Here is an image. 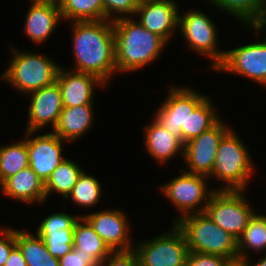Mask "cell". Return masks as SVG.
Wrapping results in <instances>:
<instances>
[{
	"instance_id": "44dd1931",
	"label": "cell",
	"mask_w": 266,
	"mask_h": 266,
	"mask_svg": "<svg viewBox=\"0 0 266 266\" xmlns=\"http://www.w3.org/2000/svg\"><path fill=\"white\" fill-rule=\"evenodd\" d=\"M25 19V34L34 43L44 42L59 24L61 12L59 6L32 2Z\"/></svg>"
},
{
	"instance_id": "f546056e",
	"label": "cell",
	"mask_w": 266,
	"mask_h": 266,
	"mask_svg": "<svg viewBox=\"0 0 266 266\" xmlns=\"http://www.w3.org/2000/svg\"><path fill=\"white\" fill-rule=\"evenodd\" d=\"M220 9L233 15L241 23L254 26L261 16L265 0H207Z\"/></svg>"
},
{
	"instance_id": "ab89813d",
	"label": "cell",
	"mask_w": 266,
	"mask_h": 266,
	"mask_svg": "<svg viewBox=\"0 0 266 266\" xmlns=\"http://www.w3.org/2000/svg\"><path fill=\"white\" fill-rule=\"evenodd\" d=\"M32 2L54 4L59 6L62 0H33Z\"/></svg>"
},
{
	"instance_id": "f1b7e54d",
	"label": "cell",
	"mask_w": 266,
	"mask_h": 266,
	"mask_svg": "<svg viewBox=\"0 0 266 266\" xmlns=\"http://www.w3.org/2000/svg\"><path fill=\"white\" fill-rule=\"evenodd\" d=\"M210 99L208 96L192 114H189L187 130H181L182 142L184 144L210 129L220 120Z\"/></svg>"
},
{
	"instance_id": "cb8c5ba5",
	"label": "cell",
	"mask_w": 266,
	"mask_h": 266,
	"mask_svg": "<svg viewBox=\"0 0 266 266\" xmlns=\"http://www.w3.org/2000/svg\"><path fill=\"white\" fill-rule=\"evenodd\" d=\"M73 248L92 255L99 263L112 252L90 223L81 216L75 223Z\"/></svg>"
},
{
	"instance_id": "ffe728a7",
	"label": "cell",
	"mask_w": 266,
	"mask_h": 266,
	"mask_svg": "<svg viewBox=\"0 0 266 266\" xmlns=\"http://www.w3.org/2000/svg\"><path fill=\"white\" fill-rule=\"evenodd\" d=\"M144 131L145 148L157 162L165 164L175 155L184 156V143L155 119L145 126Z\"/></svg>"
},
{
	"instance_id": "3957f363",
	"label": "cell",
	"mask_w": 266,
	"mask_h": 266,
	"mask_svg": "<svg viewBox=\"0 0 266 266\" xmlns=\"http://www.w3.org/2000/svg\"><path fill=\"white\" fill-rule=\"evenodd\" d=\"M183 232L189 252L238 259L237 239L212 221L205 212L190 214L175 223Z\"/></svg>"
},
{
	"instance_id": "d590c367",
	"label": "cell",
	"mask_w": 266,
	"mask_h": 266,
	"mask_svg": "<svg viewBox=\"0 0 266 266\" xmlns=\"http://www.w3.org/2000/svg\"><path fill=\"white\" fill-rule=\"evenodd\" d=\"M0 266H4L11 250L16 246V229L0 228Z\"/></svg>"
},
{
	"instance_id": "74e56055",
	"label": "cell",
	"mask_w": 266,
	"mask_h": 266,
	"mask_svg": "<svg viewBox=\"0 0 266 266\" xmlns=\"http://www.w3.org/2000/svg\"><path fill=\"white\" fill-rule=\"evenodd\" d=\"M250 27L253 28L252 30L256 32V34H259L262 29H266V18H259V21L254 26H249V28Z\"/></svg>"
},
{
	"instance_id": "9a60e30c",
	"label": "cell",
	"mask_w": 266,
	"mask_h": 266,
	"mask_svg": "<svg viewBox=\"0 0 266 266\" xmlns=\"http://www.w3.org/2000/svg\"><path fill=\"white\" fill-rule=\"evenodd\" d=\"M29 95H31V99L26 131L37 132L48 124H51L54 129L64 107L57 82L31 92Z\"/></svg>"
},
{
	"instance_id": "5b68a950",
	"label": "cell",
	"mask_w": 266,
	"mask_h": 266,
	"mask_svg": "<svg viewBox=\"0 0 266 266\" xmlns=\"http://www.w3.org/2000/svg\"><path fill=\"white\" fill-rule=\"evenodd\" d=\"M12 58L1 80H6L19 92L28 95L43 87L52 85L57 80L61 66L53 59L40 53L19 51L14 47L11 49Z\"/></svg>"
},
{
	"instance_id": "d6986e66",
	"label": "cell",
	"mask_w": 266,
	"mask_h": 266,
	"mask_svg": "<svg viewBox=\"0 0 266 266\" xmlns=\"http://www.w3.org/2000/svg\"><path fill=\"white\" fill-rule=\"evenodd\" d=\"M4 196L22 203H41L46 200L44 182L30 168L23 169L7 178L1 185Z\"/></svg>"
},
{
	"instance_id": "7a4b0ae2",
	"label": "cell",
	"mask_w": 266,
	"mask_h": 266,
	"mask_svg": "<svg viewBox=\"0 0 266 266\" xmlns=\"http://www.w3.org/2000/svg\"><path fill=\"white\" fill-rule=\"evenodd\" d=\"M113 28L115 64L119 73L136 72L149 65L157 60L168 43L159 35L145 29L131 17L114 20Z\"/></svg>"
},
{
	"instance_id": "6da1fadb",
	"label": "cell",
	"mask_w": 266,
	"mask_h": 266,
	"mask_svg": "<svg viewBox=\"0 0 266 266\" xmlns=\"http://www.w3.org/2000/svg\"><path fill=\"white\" fill-rule=\"evenodd\" d=\"M71 26L75 57L71 70L95 75L107 84L117 73L113 21L72 22Z\"/></svg>"
},
{
	"instance_id": "4fadbf2b",
	"label": "cell",
	"mask_w": 266,
	"mask_h": 266,
	"mask_svg": "<svg viewBox=\"0 0 266 266\" xmlns=\"http://www.w3.org/2000/svg\"><path fill=\"white\" fill-rule=\"evenodd\" d=\"M29 167L45 183L66 158L62 155L64 140L52 131L30 138L35 131H26Z\"/></svg>"
},
{
	"instance_id": "30bf717a",
	"label": "cell",
	"mask_w": 266,
	"mask_h": 266,
	"mask_svg": "<svg viewBox=\"0 0 266 266\" xmlns=\"http://www.w3.org/2000/svg\"><path fill=\"white\" fill-rule=\"evenodd\" d=\"M169 87L171 89L154 119L182 141L181 130H187L189 114H192L207 96L189 87Z\"/></svg>"
},
{
	"instance_id": "ba28073f",
	"label": "cell",
	"mask_w": 266,
	"mask_h": 266,
	"mask_svg": "<svg viewBox=\"0 0 266 266\" xmlns=\"http://www.w3.org/2000/svg\"><path fill=\"white\" fill-rule=\"evenodd\" d=\"M172 227L153 240L135 244L139 266H186L189 249L185 236L175 223Z\"/></svg>"
},
{
	"instance_id": "9c48e42d",
	"label": "cell",
	"mask_w": 266,
	"mask_h": 266,
	"mask_svg": "<svg viewBox=\"0 0 266 266\" xmlns=\"http://www.w3.org/2000/svg\"><path fill=\"white\" fill-rule=\"evenodd\" d=\"M178 28L185 42L195 53L210 58L211 69H216L224 60L225 51L217 50L218 32L215 23L203 11L189 9L183 16L179 15Z\"/></svg>"
},
{
	"instance_id": "4316f807",
	"label": "cell",
	"mask_w": 266,
	"mask_h": 266,
	"mask_svg": "<svg viewBox=\"0 0 266 266\" xmlns=\"http://www.w3.org/2000/svg\"><path fill=\"white\" fill-rule=\"evenodd\" d=\"M28 167L27 137L19 142L0 146V185Z\"/></svg>"
},
{
	"instance_id": "8d00e7d4",
	"label": "cell",
	"mask_w": 266,
	"mask_h": 266,
	"mask_svg": "<svg viewBox=\"0 0 266 266\" xmlns=\"http://www.w3.org/2000/svg\"><path fill=\"white\" fill-rule=\"evenodd\" d=\"M4 266H27L26 260L17 246L11 250Z\"/></svg>"
},
{
	"instance_id": "277c9868",
	"label": "cell",
	"mask_w": 266,
	"mask_h": 266,
	"mask_svg": "<svg viewBox=\"0 0 266 266\" xmlns=\"http://www.w3.org/2000/svg\"><path fill=\"white\" fill-rule=\"evenodd\" d=\"M233 129L221 139L212 173L208 176V179L214 177L222 183L226 182L216 190H246L254 172L255 165L249 156V150Z\"/></svg>"
},
{
	"instance_id": "b9f144b4",
	"label": "cell",
	"mask_w": 266,
	"mask_h": 266,
	"mask_svg": "<svg viewBox=\"0 0 266 266\" xmlns=\"http://www.w3.org/2000/svg\"><path fill=\"white\" fill-rule=\"evenodd\" d=\"M152 1H156V0H135L136 4L138 6L141 5V4L150 3Z\"/></svg>"
},
{
	"instance_id": "1f68e13d",
	"label": "cell",
	"mask_w": 266,
	"mask_h": 266,
	"mask_svg": "<svg viewBox=\"0 0 266 266\" xmlns=\"http://www.w3.org/2000/svg\"><path fill=\"white\" fill-rule=\"evenodd\" d=\"M102 2L104 8V20L114 21L123 17H132L133 15V17H135L138 8L135 0H102ZM115 14L116 16H113Z\"/></svg>"
},
{
	"instance_id": "5bb4252c",
	"label": "cell",
	"mask_w": 266,
	"mask_h": 266,
	"mask_svg": "<svg viewBox=\"0 0 266 266\" xmlns=\"http://www.w3.org/2000/svg\"><path fill=\"white\" fill-rule=\"evenodd\" d=\"M126 213L119 209H109L81 215L94 231L101 237L111 251H126L134 249L129 237L130 228Z\"/></svg>"
},
{
	"instance_id": "8fae6325",
	"label": "cell",
	"mask_w": 266,
	"mask_h": 266,
	"mask_svg": "<svg viewBox=\"0 0 266 266\" xmlns=\"http://www.w3.org/2000/svg\"><path fill=\"white\" fill-rule=\"evenodd\" d=\"M215 70L238 74L266 87V37L263 42L225 51L223 62Z\"/></svg>"
},
{
	"instance_id": "4dcf8cb0",
	"label": "cell",
	"mask_w": 266,
	"mask_h": 266,
	"mask_svg": "<svg viewBox=\"0 0 266 266\" xmlns=\"http://www.w3.org/2000/svg\"><path fill=\"white\" fill-rule=\"evenodd\" d=\"M101 187L98 179L86 174L84 169L66 199L70 198L75 204L85 208L93 207L99 202L103 193Z\"/></svg>"
},
{
	"instance_id": "836d02e7",
	"label": "cell",
	"mask_w": 266,
	"mask_h": 266,
	"mask_svg": "<svg viewBox=\"0 0 266 266\" xmlns=\"http://www.w3.org/2000/svg\"><path fill=\"white\" fill-rule=\"evenodd\" d=\"M229 261L220 255L189 252L186 266H226Z\"/></svg>"
},
{
	"instance_id": "d6a6232c",
	"label": "cell",
	"mask_w": 266,
	"mask_h": 266,
	"mask_svg": "<svg viewBox=\"0 0 266 266\" xmlns=\"http://www.w3.org/2000/svg\"><path fill=\"white\" fill-rule=\"evenodd\" d=\"M99 266H139V261L134 249L112 251Z\"/></svg>"
},
{
	"instance_id": "8992f818",
	"label": "cell",
	"mask_w": 266,
	"mask_h": 266,
	"mask_svg": "<svg viewBox=\"0 0 266 266\" xmlns=\"http://www.w3.org/2000/svg\"><path fill=\"white\" fill-rule=\"evenodd\" d=\"M244 190H216L205 213L216 225L238 239L256 213L244 196Z\"/></svg>"
},
{
	"instance_id": "d4e9b609",
	"label": "cell",
	"mask_w": 266,
	"mask_h": 266,
	"mask_svg": "<svg viewBox=\"0 0 266 266\" xmlns=\"http://www.w3.org/2000/svg\"><path fill=\"white\" fill-rule=\"evenodd\" d=\"M82 171L77 163L65 158L44 183L46 199L52 192L61 194L63 199H66Z\"/></svg>"
},
{
	"instance_id": "7c38bea8",
	"label": "cell",
	"mask_w": 266,
	"mask_h": 266,
	"mask_svg": "<svg viewBox=\"0 0 266 266\" xmlns=\"http://www.w3.org/2000/svg\"><path fill=\"white\" fill-rule=\"evenodd\" d=\"M231 129L219 120L213 127L184 144V160L188 173L209 176L223 136Z\"/></svg>"
},
{
	"instance_id": "7bdbcfd3",
	"label": "cell",
	"mask_w": 266,
	"mask_h": 266,
	"mask_svg": "<svg viewBox=\"0 0 266 266\" xmlns=\"http://www.w3.org/2000/svg\"><path fill=\"white\" fill-rule=\"evenodd\" d=\"M260 18H266V0Z\"/></svg>"
},
{
	"instance_id": "2e32d148",
	"label": "cell",
	"mask_w": 266,
	"mask_h": 266,
	"mask_svg": "<svg viewBox=\"0 0 266 266\" xmlns=\"http://www.w3.org/2000/svg\"><path fill=\"white\" fill-rule=\"evenodd\" d=\"M79 218L69 213L55 212L39 224L36 234L45 242L53 257L59 259L73 249V231Z\"/></svg>"
},
{
	"instance_id": "484cf974",
	"label": "cell",
	"mask_w": 266,
	"mask_h": 266,
	"mask_svg": "<svg viewBox=\"0 0 266 266\" xmlns=\"http://www.w3.org/2000/svg\"><path fill=\"white\" fill-rule=\"evenodd\" d=\"M266 249V220L262 214H255L249 220L242 235L237 239L238 259L249 258L247 250L257 252Z\"/></svg>"
},
{
	"instance_id": "52a82bcc",
	"label": "cell",
	"mask_w": 266,
	"mask_h": 266,
	"mask_svg": "<svg viewBox=\"0 0 266 266\" xmlns=\"http://www.w3.org/2000/svg\"><path fill=\"white\" fill-rule=\"evenodd\" d=\"M207 178L204 175L184 171L160 187L163 195L181 212L180 216L173 220L174 223L186 215L205 211L210 197L216 191L215 188L210 190L207 187Z\"/></svg>"
},
{
	"instance_id": "f35d334b",
	"label": "cell",
	"mask_w": 266,
	"mask_h": 266,
	"mask_svg": "<svg viewBox=\"0 0 266 266\" xmlns=\"http://www.w3.org/2000/svg\"><path fill=\"white\" fill-rule=\"evenodd\" d=\"M250 259H244L246 266H266V256L264 255V258H261L258 262L255 264H252V262L249 261ZM251 263V264H250Z\"/></svg>"
},
{
	"instance_id": "ac0fdd59",
	"label": "cell",
	"mask_w": 266,
	"mask_h": 266,
	"mask_svg": "<svg viewBox=\"0 0 266 266\" xmlns=\"http://www.w3.org/2000/svg\"><path fill=\"white\" fill-rule=\"evenodd\" d=\"M62 97L63 106L74 107L93 104L95 88L106 84L98 77L70 69H59L56 80Z\"/></svg>"
},
{
	"instance_id": "7402d4cb",
	"label": "cell",
	"mask_w": 266,
	"mask_h": 266,
	"mask_svg": "<svg viewBox=\"0 0 266 266\" xmlns=\"http://www.w3.org/2000/svg\"><path fill=\"white\" fill-rule=\"evenodd\" d=\"M93 106V104L64 106L52 132L64 141H75L81 138L92 126Z\"/></svg>"
},
{
	"instance_id": "60d3db41",
	"label": "cell",
	"mask_w": 266,
	"mask_h": 266,
	"mask_svg": "<svg viewBox=\"0 0 266 266\" xmlns=\"http://www.w3.org/2000/svg\"><path fill=\"white\" fill-rule=\"evenodd\" d=\"M226 266H246L244 260H232L227 263Z\"/></svg>"
},
{
	"instance_id": "83f0119b",
	"label": "cell",
	"mask_w": 266,
	"mask_h": 266,
	"mask_svg": "<svg viewBox=\"0 0 266 266\" xmlns=\"http://www.w3.org/2000/svg\"><path fill=\"white\" fill-rule=\"evenodd\" d=\"M62 19L71 22L104 20L102 0H62L59 5Z\"/></svg>"
},
{
	"instance_id": "e0dca14e",
	"label": "cell",
	"mask_w": 266,
	"mask_h": 266,
	"mask_svg": "<svg viewBox=\"0 0 266 266\" xmlns=\"http://www.w3.org/2000/svg\"><path fill=\"white\" fill-rule=\"evenodd\" d=\"M176 0H156L138 6V22L148 31L170 40L179 23V10ZM175 29V30H174Z\"/></svg>"
},
{
	"instance_id": "603a6c76",
	"label": "cell",
	"mask_w": 266,
	"mask_h": 266,
	"mask_svg": "<svg viewBox=\"0 0 266 266\" xmlns=\"http://www.w3.org/2000/svg\"><path fill=\"white\" fill-rule=\"evenodd\" d=\"M16 246L20 249L27 266H59V259L48 251L39 235L16 229Z\"/></svg>"
},
{
	"instance_id": "e575fe53",
	"label": "cell",
	"mask_w": 266,
	"mask_h": 266,
	"mask_svg": "<svg viewBox=\"0 0 266 266\" xmlns=\"http://www.w3.org/2000/svg\"><path fill=\"white\" fill-rule=\"evenodd\" d=\"M99 262L90 254L73 248L69 253L59 258V266H99Z\"/></svg>"
}]
</instances>
